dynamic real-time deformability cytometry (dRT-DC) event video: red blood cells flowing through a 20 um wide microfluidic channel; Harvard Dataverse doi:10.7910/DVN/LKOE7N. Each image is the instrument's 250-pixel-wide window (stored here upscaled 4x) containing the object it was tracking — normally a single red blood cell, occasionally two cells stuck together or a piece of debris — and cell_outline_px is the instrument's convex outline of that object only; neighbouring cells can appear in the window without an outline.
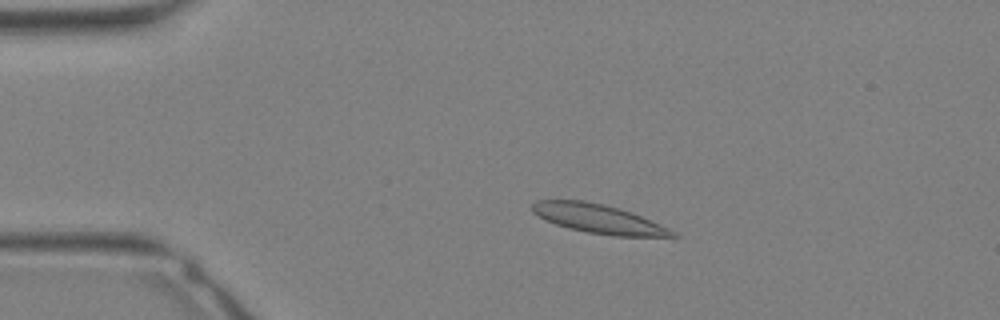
{"species": "Egyptian fruit bat (a non-hibernating species)", "species_latin": "Rousettus aegyptiacus", "temperature_condition": "warm", "stored_images_in_passage": 33, "camera_frame_rate_fps": 3000, "um_per_image_px": 0.085, "animal": {"sex": "female"}, "frame": {"image": 1, "passage_image": 7, "time_ms": 2.0, "image_size_px": [1000, 320], "cell_outline_px": [[680, 236], [616, 236], [588, 232], [568, 228], [556, 224], [532, 212], [532, 204], [536, 200], [584, 200], [604, 204], [632, 212], [668, 228], [676, 232]], "centroid_in_image_um": [50.86, 18.58], "position_along_channel_um": 34.1, "area_um2": 23.35}}
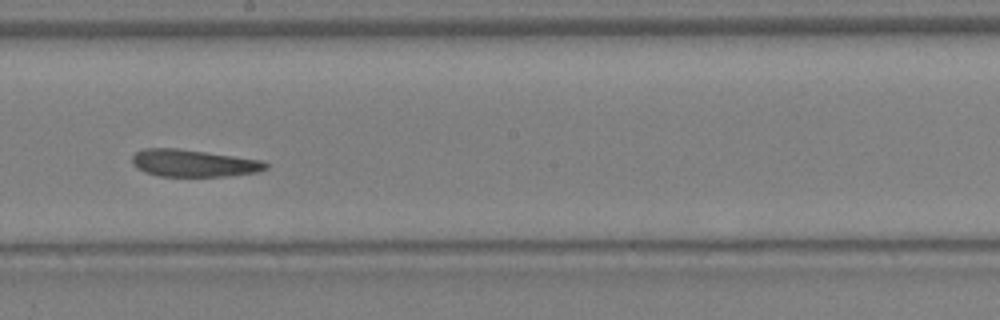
{"frame": {"image": 2, "passage_image": 19, "time_ms": 6.0, "image_size_px": [1000, 320], "cell_outline_px": [[268, 168], [260, 172], [228, 176], [160, 176], [144, 172], [136, 168], [132, 164], [132, 156], [136, 152], [144, 148], [176, 148], [260, 160], [268, 164]], "centroid_in_image_um": [16.42, 13.88], "position_along_channel_um": 231.8, "area_um2": 21.1}}
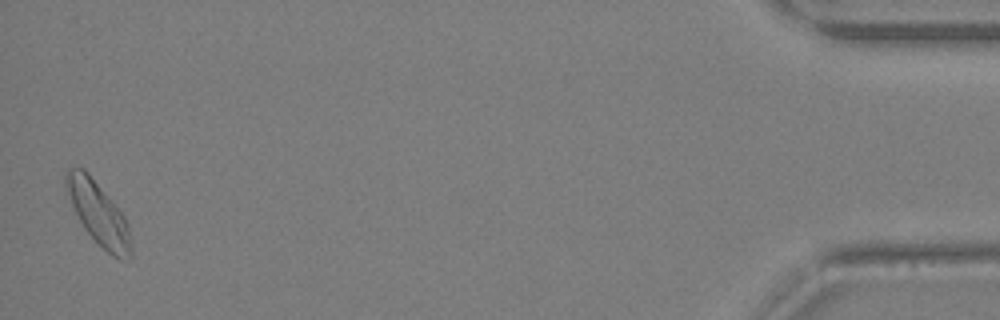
{"frame": {"image": 3, "passage_image": 33, "time_ms": 10.667, "image_size_px": [1000, 320], "cell_outline_px": [[132, 256], [128, 260], [120, 260], [112, 256], [84, 228], [72, 204], [64, 184], [64, 176], [68, 168], [84, 168], [88, 172], [112, 200], [124, 216], [128, 228], [132, 244]], "centroid_in_image_um": [8.38, 18.14], "position_along_channel_um": 426.8, "area_um2": 23.47}}